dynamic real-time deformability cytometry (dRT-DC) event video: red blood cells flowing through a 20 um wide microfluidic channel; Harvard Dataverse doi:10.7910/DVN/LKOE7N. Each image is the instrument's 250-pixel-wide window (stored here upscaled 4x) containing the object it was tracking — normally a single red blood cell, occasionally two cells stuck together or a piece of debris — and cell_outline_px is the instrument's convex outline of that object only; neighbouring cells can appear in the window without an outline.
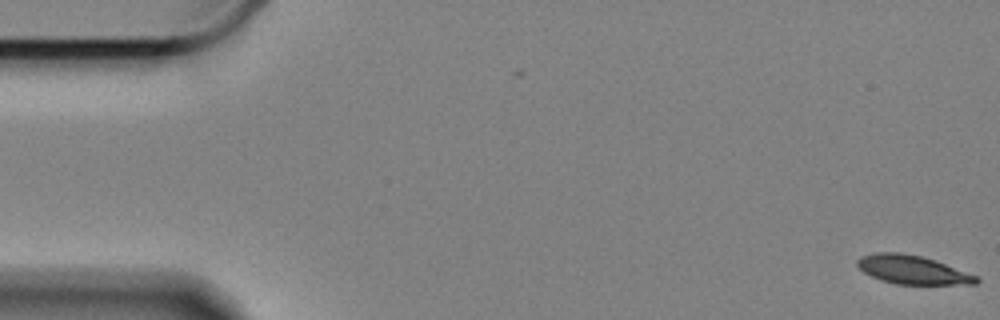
{"species": "Egyptian fruit bat (a non-hibernating species)", "species_latin": "Rousettus aegyptiacus", "temperature_condition": "cold", "stored_images_in_passage": 18, "camera_frame_rate_fps": 3000, "um_per_image_px": 0.085, "animal": {"sex": "female"}, "frame": {"image": 1, "passage_image": 1, "time_ms": 0.0, "image_size_px": [1000, 320], "cell_outline_px": [[980, 280], [976, 284], [896, 284], [880, 280], [864, 272], [856, 264], [856, 260], [860, 256], [876, 252], [900, 252], [920, 256], [944, 264], [976, 276]], "centroid_in_image_um": [77.49, 22.93], "position_along_channel_um": 7.5, "area_um2": 19.54}}
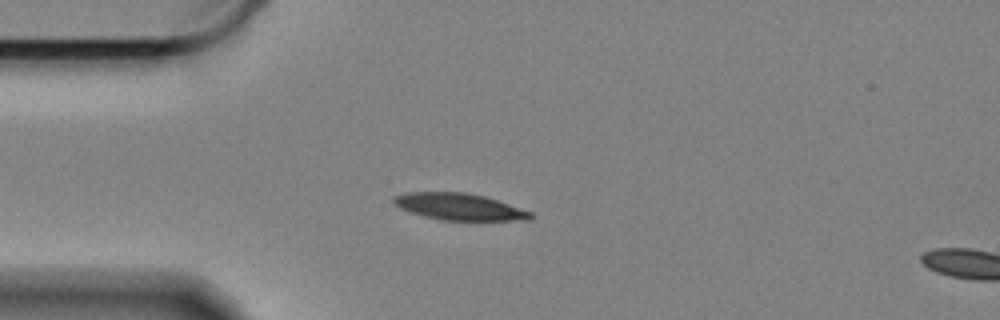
{"frame": {"image": 2, "passage_image": 15, "time_ms": 4.667, "image_size_px": [1000, 320], "cell_outline_px": [[532, 220], [440, 220], [424, 216], [400, 208], [392, 204], [392, 196], [408, 192], [464, 192], [484, 196], [532, 212]], "centroid_in_image_um": [38.99, 17.57], "position_along_channel_um": 46.0, "area_um2": 21.21}}